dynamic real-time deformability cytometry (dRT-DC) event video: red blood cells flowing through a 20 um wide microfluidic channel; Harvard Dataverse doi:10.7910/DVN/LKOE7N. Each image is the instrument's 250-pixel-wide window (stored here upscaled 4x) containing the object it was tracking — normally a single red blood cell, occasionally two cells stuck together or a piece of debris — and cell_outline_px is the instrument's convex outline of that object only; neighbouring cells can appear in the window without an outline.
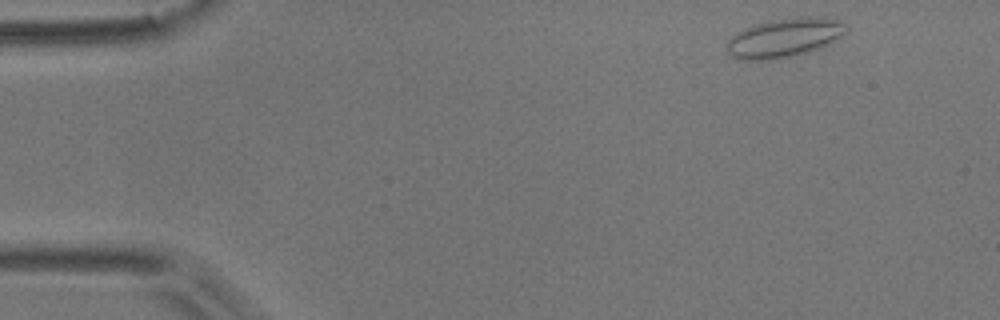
{"species": "common noctule bat (a hibernating species)", "species_latin": "Nyctalus noctula", "temperature_condition": "room temperature", "stored_images_in_passage": 50, "camera_frame_rate_fps": 3000, "um_per_image_px": 0.085, "animal": {"sex": "male", "body_mass_g": 17.9}, "frame": {"image": 1, "passage_image": 2, "time_ms": 0.333, "image_size_px": [1000, 320], "cell_outline_px": [[848, 32], [836, 40], [812, 52], [772, 60], [740, 60], [732, 56], [728, 52], [728, 40], [736, 32], [744, 28], [756, 24], [772, 20], [800, 16], [808, 16], [840, 20], [848, 28]], "centroid_in_image_um": [66.7, 3.22], "position_along_channel_um": 18.3, "area_um2": 27.34}}
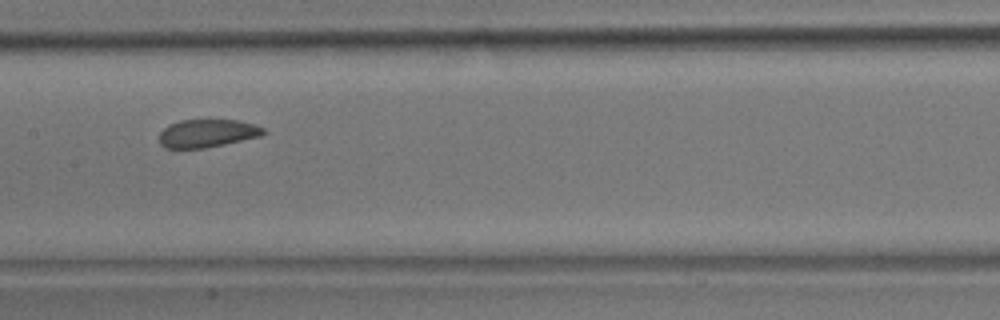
{"frame": {"image": 2, "passage_image": 23, "time_ms": 7.333, "image_size_px": [1000, 320], "cell_outline_px": [[268, 132], [260, 136], [224, 144], [204, 148], [164, 148], [160, 144], [160, 132], [168, 124], [180, 120], [240, 120], [264, 128]], "centroid_in_image_um": [17.61, 11.32], "position_along_channel_um": 189.8, "area_um2": 16.99}}
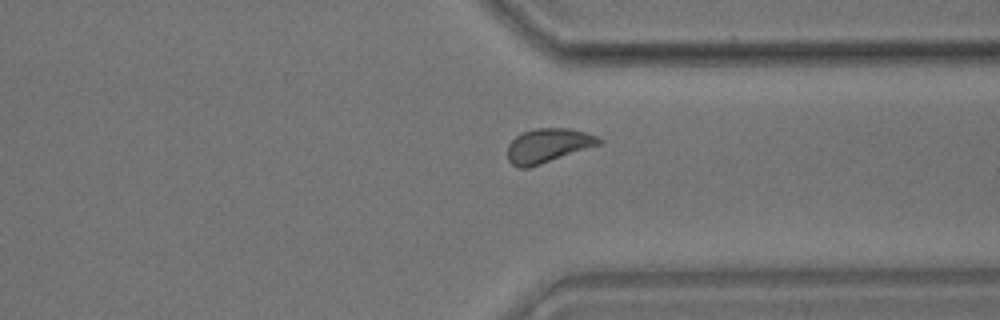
{"frame": {"image": 3, "passage_image": 37, "time_ms": 12.0, "image_size_px": [1000, 320], "cell_outline_px": [[604, 144], [528, 168], [516, 168], [508, 160], [508, 144], [516, 136], [524, 132], [536, 128], [568, 128], [584, 132], [596, 136], [604, 140]], "centroid_in_image_um": [46.62, 12.38], "position_along_channel_um": 364.8, "area_um2": 18.38}, "authors_computed_cell_mechanics": {"area_um2": 18.1492, "velocity_mm_per_s": 3.7559, "shape_relaxation_time_tau1_ms": 5.7181, "shape_relaxation_time_tau2_ms": 1.4027, "deformation_change_tau1": 0.1053, "deformation_change_tau2": 0.0399}}